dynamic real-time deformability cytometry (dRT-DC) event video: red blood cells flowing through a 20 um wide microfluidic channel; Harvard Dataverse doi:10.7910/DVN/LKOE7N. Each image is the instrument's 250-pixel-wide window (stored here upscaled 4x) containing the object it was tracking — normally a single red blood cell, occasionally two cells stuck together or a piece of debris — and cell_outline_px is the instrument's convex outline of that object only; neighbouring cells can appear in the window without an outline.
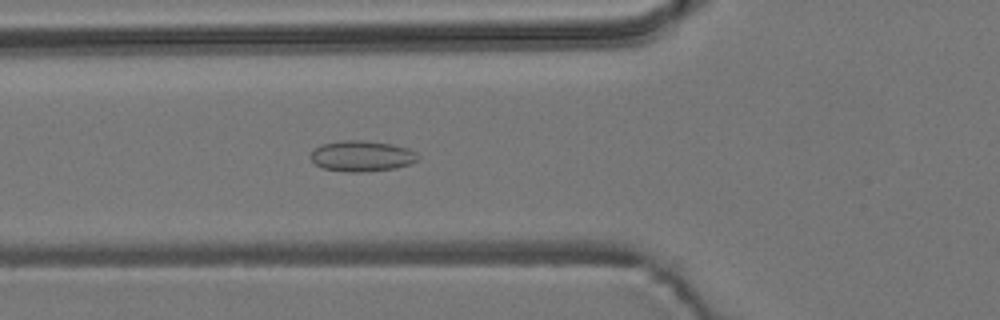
{"species": "common noctule bat (a hibernating species)", "species_latin": "Nyctalus noctula", "temperature_condition": "room temperature", "stored_images_in_passage": 3, "camera_frame_rate_fps": 3000, "um_per_image_px": 0.085, "animal": {"sex": "male", "body_mass_g": 19.2, "forearm_length_mm": 51.8}, "frame": {"image": 1, "passage_image": 3, "time_ms": 0.667, "image_size_px": [1000, 320], "cell_outline_px": [[420, 156], [416, 160], [408, 164], [396, 168], [364, 172], [348, 172], [324, 168], [316, 164], [308, 156], [312, 148], [324, 144], [340, 140], [364, 140], [388, 144], [408, 148], [416, 152]], "centroid_in_image_um": [30.71, 13.26], "position_along_channel_um": 95.1, "area_um2": 19.25}}